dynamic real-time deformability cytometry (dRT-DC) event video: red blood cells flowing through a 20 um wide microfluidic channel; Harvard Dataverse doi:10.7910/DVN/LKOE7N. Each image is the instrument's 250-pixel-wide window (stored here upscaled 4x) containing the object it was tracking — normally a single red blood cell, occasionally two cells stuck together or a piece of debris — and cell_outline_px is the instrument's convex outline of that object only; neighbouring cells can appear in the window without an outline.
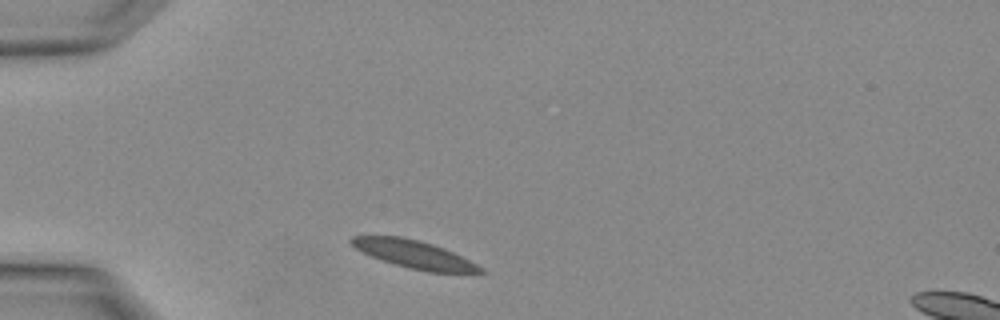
{"species": "Egyptian fruit bat (a non-hibernating species)", "species_latin": "Rousettus aegyptiacus", "temperature_condition": "warm", "stored_images_in_passage": 2, "segment_of_instrument_passage": [1, 2], "camera_frame_rate_fps": 3000, "um_per_image_px": 0.085, "animal": {"sex": "female"}, "frame": {"image": 1, "passage_image": 1, "time_ms": 0.0, "image_size_px": [1000, 320], "cell_outline_px": [[484, 272], [428, 272], [408, 268], [372, 256], [356, 248], [348, 240], [352, 236], [400, 236], [420, 240], [444, 248], [484, 268]], "centroid_in_image_um": [35.19, 21.6], "position_along_channel_um": 49.8, "area_um2": 20.46}}